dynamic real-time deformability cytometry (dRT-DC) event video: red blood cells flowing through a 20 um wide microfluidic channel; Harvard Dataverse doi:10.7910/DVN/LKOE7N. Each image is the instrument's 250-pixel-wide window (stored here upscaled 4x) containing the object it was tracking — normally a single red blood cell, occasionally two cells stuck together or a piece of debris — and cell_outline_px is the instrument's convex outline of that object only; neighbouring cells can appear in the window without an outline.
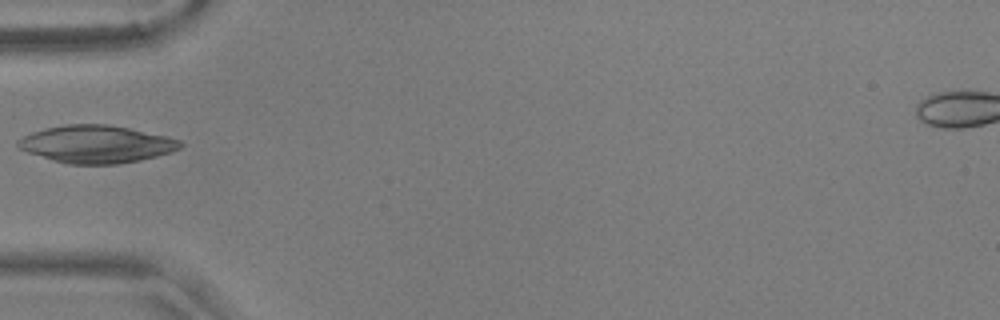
{"species": "common noctule bat (a hibernating species)", "species_latin": "Nyctalus noctula", "temperature_condition": "warm", "stored_images_in_passage": 37, "camera_frame_rate_fps": 3000, "um_per_image_px": 0.085, "animal": {"sex": "male", "body_mass_g": 17.9, "forearm_length_mm": 54.2}, "frame": {"image": 1, "passage_image": 1, "time_ms": 0.0, "image_size_px": [1000, 320], "cell_outline_px": [[184, 144], [180, 148], [172, 152], [140, 160], [116, 164], [68, 164], [52, 160], [28, 152], [20, 148], [16, 144], [16, 140], [32, 132], [44, 128], [64, 124], [108, 124], [168, 136], [180, 140]], "centroid_in_image_um": [8.19, 12.25], "position_along_channel_um": 76.8, "area_um2": 35.55}}